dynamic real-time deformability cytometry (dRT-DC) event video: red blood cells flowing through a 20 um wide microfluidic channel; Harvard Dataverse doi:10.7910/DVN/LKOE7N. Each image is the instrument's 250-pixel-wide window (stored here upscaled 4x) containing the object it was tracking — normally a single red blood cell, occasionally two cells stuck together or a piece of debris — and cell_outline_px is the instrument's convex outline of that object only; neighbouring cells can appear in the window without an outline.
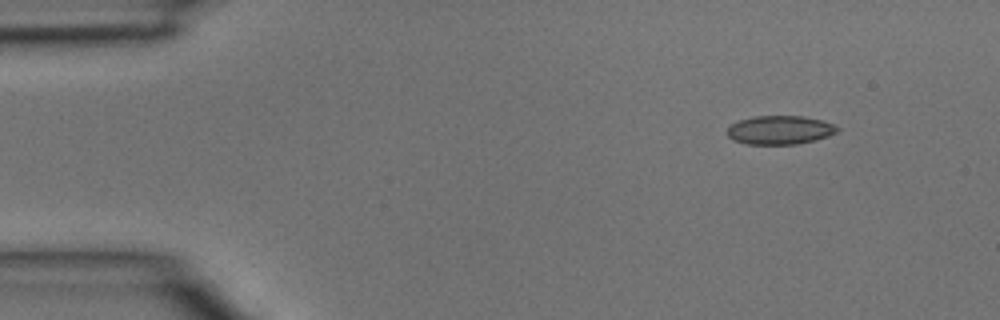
{"species": "common noctule bat (a hibernating species)", "species_latin": "Nyctalus noctula", "temperature_condition": "room temperature", "stored_images_in_passage": 3, "camera_frame_rate_fps": 3000, "um_per_image_px": 0.085, "animal": {"sex": "male", "body_mass_g": 15.6}, "frame": {"image": 1, "passage_image": 1, "time_ms": 0.0, "image_size_px": [1000, 320], "cell_outline_px": [[840, 128], [836, 132], [828, 136], [796, 144], [748, 144], [732, 140], [728, 136], [728, 128], [732, 124], [740, 120], [756, 116], [804, 116], [836, 124]], "centroid_in_image_um": [66.3, 11.05], "position_along_channel_um": 18.7, "area_um2": 18.26}}
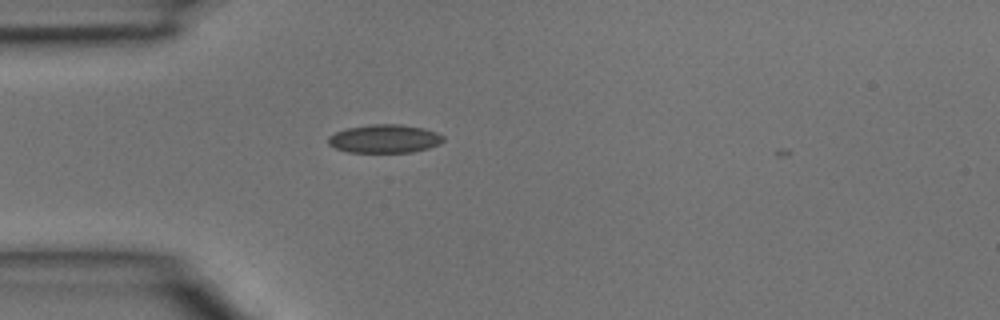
{"frame": {"image": 2, "passage_image": 3, "time_ms": 0.667, "image_size_px": [1000, 320], "cell_outline_px": [[444, 140], [428, 148], [412, 152], [348, 152], [336, 148], [328, 144], [328, 136], [344, 128], [372, 124], [400, 124], [424, 128], [436, 132], [444, 136]], "centroid_in_image_um": [32.66, 11.78], "position_along_channel_um": 52.3, "area_um2": 19.02}}